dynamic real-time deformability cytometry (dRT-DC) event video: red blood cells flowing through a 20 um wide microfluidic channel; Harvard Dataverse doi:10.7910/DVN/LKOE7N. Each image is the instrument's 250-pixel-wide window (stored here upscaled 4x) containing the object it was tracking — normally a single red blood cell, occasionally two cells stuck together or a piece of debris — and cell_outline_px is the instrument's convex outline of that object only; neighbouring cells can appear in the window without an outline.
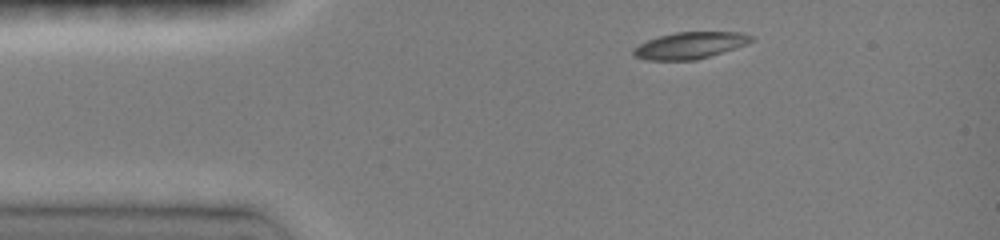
{"species": "common noctule bat (a hibernating species)", "species_latin": "Nyctalus noctula", "temperature_condition": "room temperature", "stored_images_in_passage": 4, "camera_frame_rate_fps": 3000, "um_per_image_px": 0.085, "animal": {"sex": "female", "body_mass_g": 19.0, "forearm_length_mm": 51.5}, "frame": {"image": 1, "passage_image": 1, "time_ms": 0.0, "image_size_px": [1000, 240], "cell_outline_px": [[752, 40], [748, 44], [696, 60], [644, 60], [632, 56], [632, 48], [648, 40], [660, 36], [676, 32], [740, 32], [752, 36]], "centroid_in_image_um": [58.6, 3.87], "position_along_channel_um": 26.4, "area_um2": 18.26}}
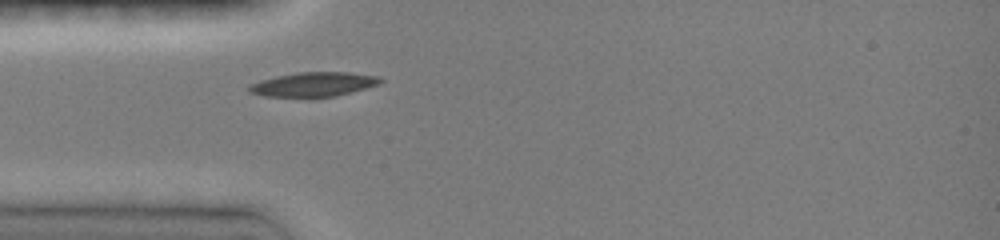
{"frame": {"image": 2, "passage_image": 4, "time_ms": 2.0, "image_size_px": [1000, 240], "cell_outline_px": [[384, 80], [380, 84], [336, 96], [264, 96], [248, 92], [248, 84], [260, 80], [276, 76], [296, 72], [348, 72], [380, 76]], "centroid_in_image_um": [26.65, 7.15], "position_along_channel_um": 58.3, "area_um2": 18.55}}